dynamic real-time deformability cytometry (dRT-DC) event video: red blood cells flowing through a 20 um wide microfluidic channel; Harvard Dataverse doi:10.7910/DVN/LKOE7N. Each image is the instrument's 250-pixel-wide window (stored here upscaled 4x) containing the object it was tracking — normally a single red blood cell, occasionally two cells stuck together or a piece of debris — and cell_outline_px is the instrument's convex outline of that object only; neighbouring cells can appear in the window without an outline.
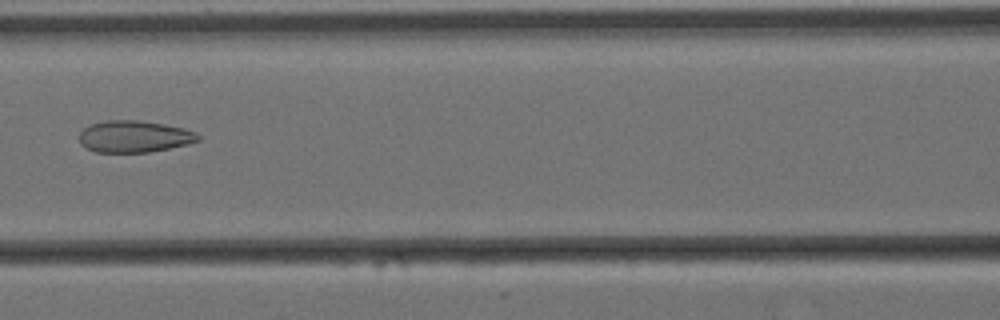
{"species": "Egyptian fruit bat (a non-hibernating species)", "species_latin": "Rousettus aegyptiacus", "temperature_condition": "cold", "stored_images_in_passage": 15, "camera_frame_rate_fps": 3000, "um_per_image_px": 0.085, "animal": {"sex": "female"}, "frame": {"image": 1, "passage_image": 7, "time_ms": 2.0, "image_size_px": [1000, 320], "cell_outline_px": [[200, 140], [188, 144], [148, 152], [96, 152], [84, 148], [80, 144], [80, 132], [84, 128], [92, 124], [108, 120], [136, 120], [164, 124], [184, 128], [196, 132], [200, 136]], "centroid_in_image_um": [11.41, 11.6], "position_along_channel_um": 155.2, "area_um2": 21.96}}
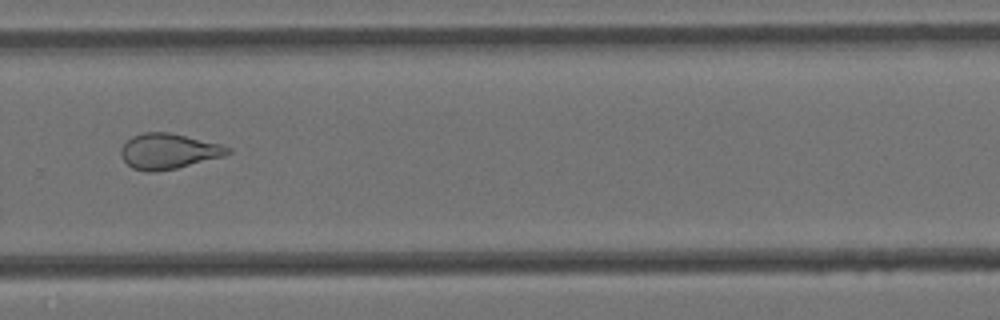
{"frame": {"image": 2, "passage_image": 11, "time_ms": 3.333, "image_size_px": [1000, 320], "cell_outline_px": [[232, 152], [224, 156], [176, 168], [156, 172], [148, 172], [132, 168], [120, 156], [120, 148], [132, 136], [144, 132], [168, 132], [220, 144], [232, 148]], "centroid_in_image_um": [14.31, 12.86], "position_along_channel_um": 315.5, "area_um2": 21.96}}
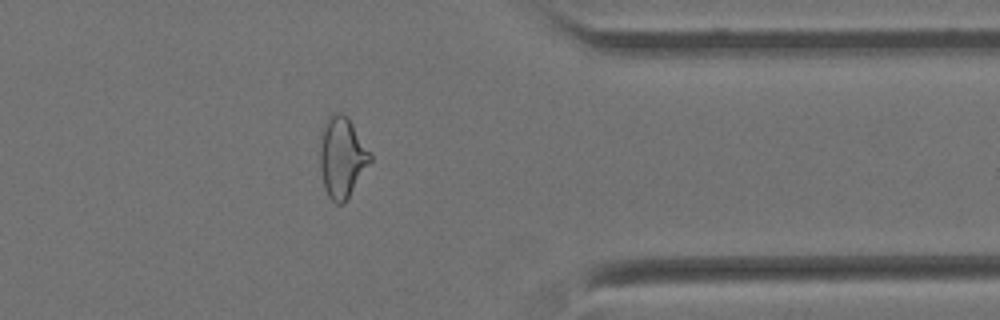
{"frame": {"image": 3, "passage_image": 13, "time_ms": 4.0, "image_size_px": [1000, 320], "cell_outline_px": [[372, 160], [344, 204], [336, 204], [328, 196], [324, 188], [320, 168], [320, 148], [324, 124], [328, 116], [332, 112], [340, 112], [348, 116], [372, 156]], "centroid_in_image_um": [29.07, 13.37], "position_along_channel_um": 382.3, "area_um2": 23.52}}